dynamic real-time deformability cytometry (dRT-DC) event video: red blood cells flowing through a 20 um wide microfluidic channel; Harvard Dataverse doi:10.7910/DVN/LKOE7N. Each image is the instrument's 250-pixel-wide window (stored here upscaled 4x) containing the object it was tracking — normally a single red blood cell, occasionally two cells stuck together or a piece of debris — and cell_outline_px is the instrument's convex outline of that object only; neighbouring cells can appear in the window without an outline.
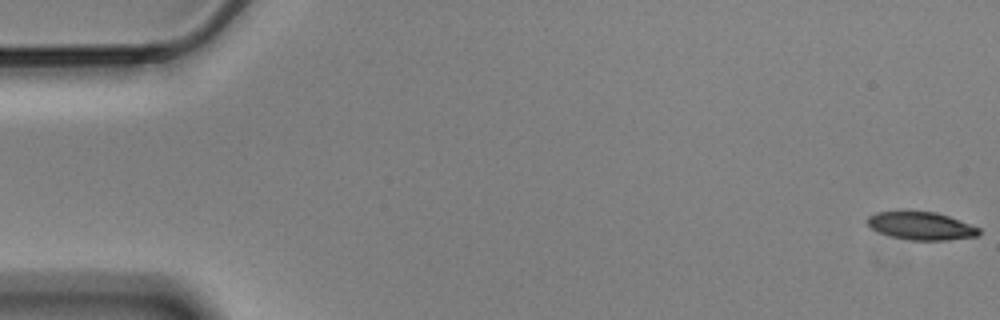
{"species": "Egyptian fruit bat (a non-hibernating species)", "species_latin": "Rousettus aegyptiacus", "temperature_condition": "cold", "stored_images_in_passage": 58, "camera_frame_rate_fps": 3000, "um_per_image_px": 0.085, "animal": {"sex": "male"}, "frame": {"image": 1, "passage_image": 1, "time_ms": 0.0, "image_size_px": [1000, 320], "cell_outline_px": [[980, 236], [948, 240], [908, 240], [876, 232], [864, 220], [868, 216], [876, 212], [936, 212], [960, 220], [980, 228]], "centroid_in_image_um": [78.3, 19.21], "position_along_channel_um": 6.7, "area_um2": 18.15}}
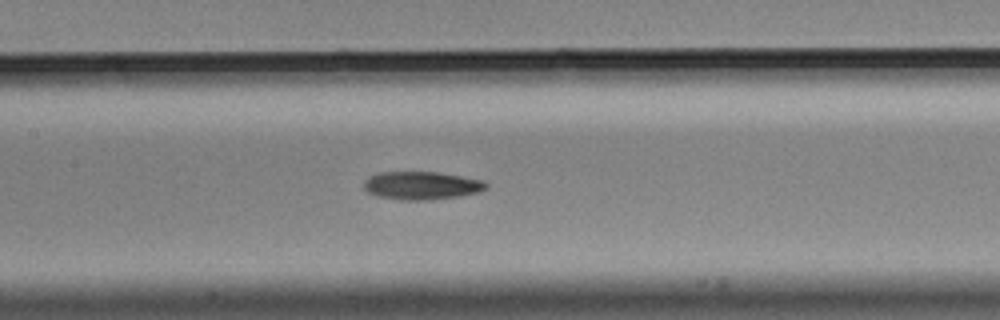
{"frame": {"image": 2, "passage_image": 27, "time_ms": 8.667, "image_size_px": [1000, 320], "cell_outline_px": [[488, 188], [480, 192], [460, 196], [428, 200], [400, 200], [376, 196], [368, 192], [364, 188], [364, 180], [368, 176], [380, 172], [436, 172], [484, 180], [488, 184]], "centroid_in_image_um": [35.84, 15.77], "position_along_channel_um": 171.6, "area_um2": 20.17}}
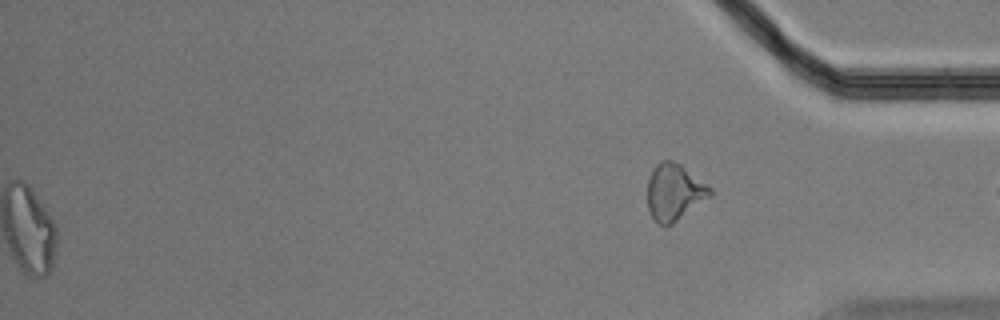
{"frame": {"image": 3, "passage_image": 58, "time_ms": 19.0, "image_size_px": [1000, 320], "cell_outline_px": [[712, 196], [672, 224], [660, 224], [648, 212], [648, 176], [652, 168], [660, 160], [672, 160], [680, 164], [712, 188]], "centroid_in_image_um": [57.31, 16.3], "position_along_channel_um": 377.9, "area_um2": 20.63}, "authors_computed_cell_mechanics": {"area_um2": 19.9988, "velocity_mm_per_s": 3.511, "shape_relaxation_time_tau1_ms": 5.1147, "shape_relaxation_time_tau2_ms": 11.1637, "deformation_change_tau1": 0.1445, "deformation_change_tau2": 0.217}}